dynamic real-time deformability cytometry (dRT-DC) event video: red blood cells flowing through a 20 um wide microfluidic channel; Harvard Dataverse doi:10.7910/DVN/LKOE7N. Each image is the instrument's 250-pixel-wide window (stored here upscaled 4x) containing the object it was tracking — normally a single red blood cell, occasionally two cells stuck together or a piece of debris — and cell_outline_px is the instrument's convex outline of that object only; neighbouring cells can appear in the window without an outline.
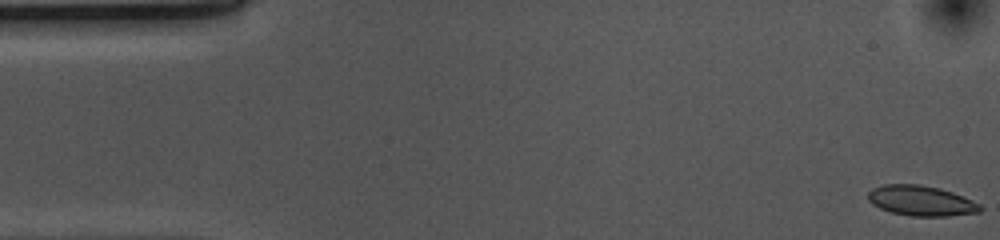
{"species": "common noctule bat (a hibernating species)", "species_latin": "Nyctalus noctula", "temperature_condition": "cold", "stored_images_in_passage": 54, "camera_frame_rate_fps": 3000, "um_per_image_px": 0.085, "animal": {"sex": "female", "body_mass_g": 10.0, "forearm_length_mm": 53.1}, "frame": {"image": 1, "passage_image": 1, "time_ms": 0.0, "image_size_px": [1000, 240], "cell_outline_px": [[984, 208], [980, 212], [948, 216], [912, 216], [892, 212], [880, 208], [872, 204], [868, 200], [868, 192], [872, 188], [884, 184], [920, 184], [940, 188], [952, 192], [972, 200], [980, 204]], "centroid_in_image_um": [78.3, 17.06], "position_along_channel_um": 6.7, "area_um2": 19.83}}
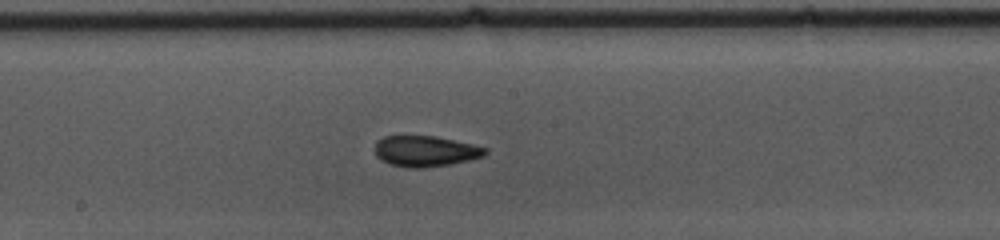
{"frame": {"image": 2, "passage_image": 27, "time_ms": 8.667, "image_size_px": [1000, 240], "cell_outline_px": [[488, 152], [484, 156], [468, 160], [448, 164], [420, 168], [408, 168], [388, 164], [380, 160], [376, 156], [376, 144], [384, 136], [436, 136], [472, 144], [488, 148]], "centroid_in_image_um": [36.16, 12.85], "position_along_channel_um": 212.0, "area_um2": 19.71}}
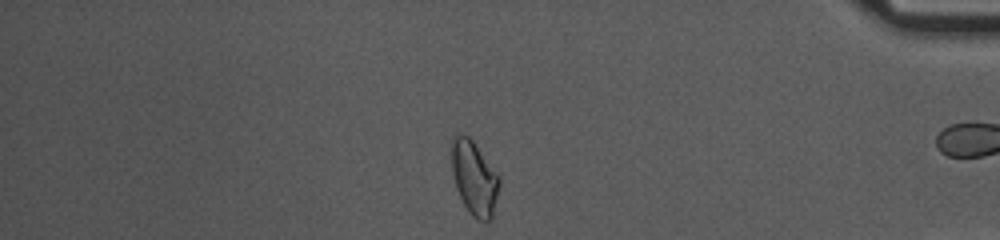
{"frame": {"image": 3, "passage_image": 45, "time_ms": 14.667, "image_size_px": [1000, 240], "cell_outline_px": [[500, 184], [492, 216], [488, 220], [480, 220], [472, 216], [468, 212], [456, 188], [452, 172], [452, 136], [460, 132], [468, 136], [472, 140], [500, 176]], "centroid_in_image_um": [40.31, 15.1], "position_along_channel_um": 394.9, "area_um2": 20.46}, "authors_computed_cell_mechanics": {"area_um2": 19.9121, "velocity_mm_per_s": 3.6792, "shape_relaxation_time_tau1_ms": 4.5209, "shape_relaxation_time_tau2_ms": 3.2022, "deformation_change_tau1": 0.0832, "deformation_change_tau2": 0.0552}}